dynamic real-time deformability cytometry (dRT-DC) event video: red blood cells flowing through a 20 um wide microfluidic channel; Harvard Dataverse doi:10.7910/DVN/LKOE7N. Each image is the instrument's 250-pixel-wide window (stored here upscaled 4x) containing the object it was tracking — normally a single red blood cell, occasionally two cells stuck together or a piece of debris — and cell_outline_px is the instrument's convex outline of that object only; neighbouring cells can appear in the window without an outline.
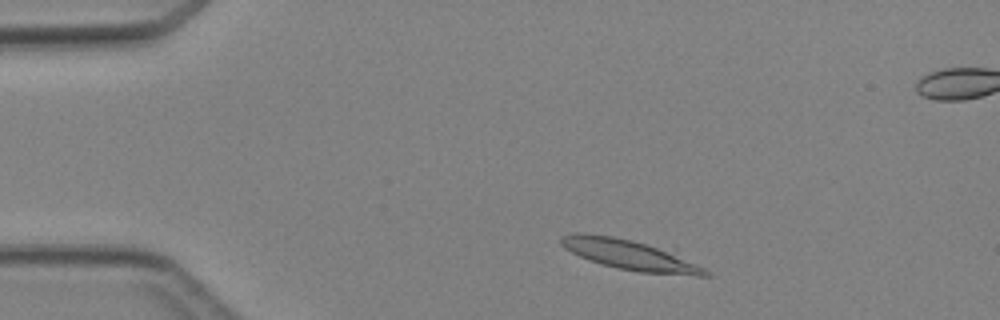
{"species": "Egyptian fruit bat (a non-hibernating species)", "species_latin": "Rousettus aegyptiacus", "temperature_condition": "cold", "stored_images_in_passage": 4, "segment_of_instrument_passage": [1, 2], "camera_frame_rate_fps": 3000, "um_per_image_px": 0.085, "animal": {"sex": "female"}, "frame": {"image": 1, "passage_image": 2, "time_ms": 1.0, "image_size_px": [1000, 320], "cell_outline_px": [[712, 276], [696, 276], [640, 272], [616, 268], [580, 256], [564, 248], [560, 244], [560, 236], [572, 232], [580, 232], [612, 236], [632, 240], [656, 248], [704, 268], [712, 272]], "centroid_in_image_um": [53.43, 21.66], "position_along_channel_um": 31.6, "area_um2": 24.39}}